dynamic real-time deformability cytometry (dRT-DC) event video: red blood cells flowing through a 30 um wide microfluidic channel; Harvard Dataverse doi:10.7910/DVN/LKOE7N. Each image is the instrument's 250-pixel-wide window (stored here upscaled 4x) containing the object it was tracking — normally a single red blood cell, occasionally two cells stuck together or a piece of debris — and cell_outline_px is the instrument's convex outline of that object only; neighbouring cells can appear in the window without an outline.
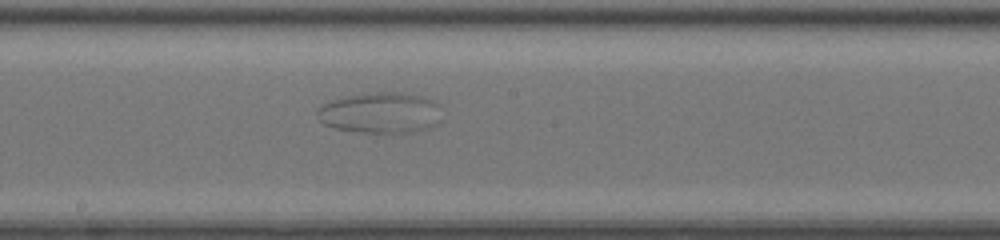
{"species": "common noctule bat (a hibernating species)", "species_latin": "Nyctalus noctula", "temperature_condition": "room temperature", "stored_images_in_passage": 56, "camera_frame_rate_fps": 3000, "um_per_image_px": 0.085, "animal": {"sex": "female", "body_mass_g": 20.0, "forearm_length_mm": 54.0}, "frame": {"image": 1, "passage_image": 34, "time_ms": 11.0, "image_size_px": [1000, 240], "cell_outline_px": [[440, 124], [432, 128], [412, 132], [360, 132], [332, 128], [324, 124], [316, 116], [316, 108], [320, 104], [344, 96], [368, 92], [400, 92], [420, 96], [432, 100], [440, 104]], "centroid_in_image_um": [32.33, 9.58], "position_along_channel_um": 215.9, "area_um2": 30.23}}
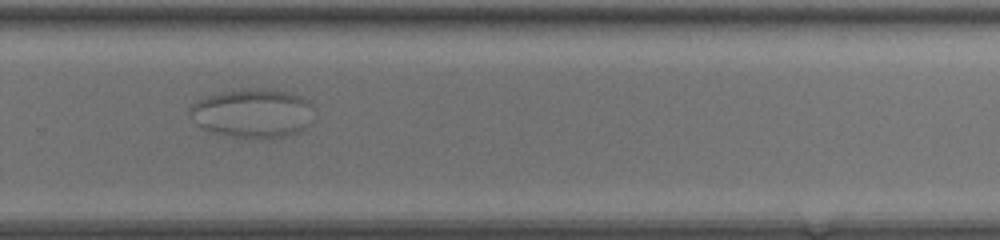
{"frame": {"image": 2, "passage_image": 41, "time_ms": 13.333, "image_size_px": [1000, 240], "cell_outline_px": [[316, 108], [308, 128], [300, 132], [288, 136], [272, 140], [232, 136], [212, 132], [200, 128], [188, 116], [188, 108], [196, 100], [220, 92], [240, 88], [256, 88], [288, 92], [308, 100]], "centroid_in_image_um": [21.49, 9.64], "position_along_channel_um": 308.3, "area_um2": 36.47}}